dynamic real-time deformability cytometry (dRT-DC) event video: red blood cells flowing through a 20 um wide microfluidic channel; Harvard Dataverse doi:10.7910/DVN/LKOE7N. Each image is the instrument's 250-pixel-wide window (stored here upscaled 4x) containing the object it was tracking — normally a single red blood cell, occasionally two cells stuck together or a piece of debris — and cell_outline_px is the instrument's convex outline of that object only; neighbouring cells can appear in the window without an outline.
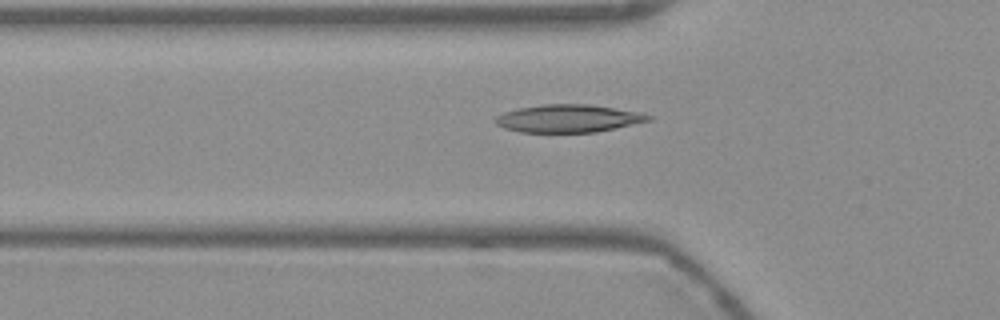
{"species": "Egyptian fruit bat (a non-hibernating species)", "species_latin": "Rousettus aegyptiacus", "temperature_condition": "warm", "stored_images_in_passage": 39, "camera_frame_rate_fps": 3000, "um_per_image_px": 0.085, "frame": {"image": 1, "passage_image": 10, "time_ms": 3.0, "image_size_px": [1000, 320], "cell_outline_px": [[652, 120], [596, 132], [520, 132], [504, 128], [496, 124], [492, 120], [496, 116], [504, 112], [520, 108], [544, 104], [588, 104], [640, 112], [652, 116]], "centroid_in_image_um": [48.29, 10.07], "position_along_channel_um": 77.5, "area_um2": 24.68}}
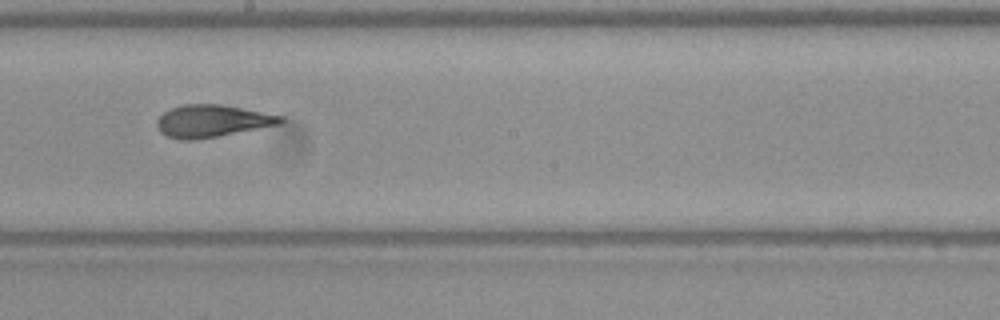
{"frame": {"image": 2, "passage_image": 22, "time_ms": 7.0, "image_size_px": [1000, 320], "cell_outline_px": [[284, 120], [280, 124], [216, 136], [192, 140], [180, 140], [168, 136], [160, 132], [156, 124], [156, 120], [164, 112], [172, 108], [184, 104], [220, 104], [284, 116]], "centroid_in_image_um": [18.0, 10.28], "position_along_channel_um": 230.2, "area_um2": 22.95}}
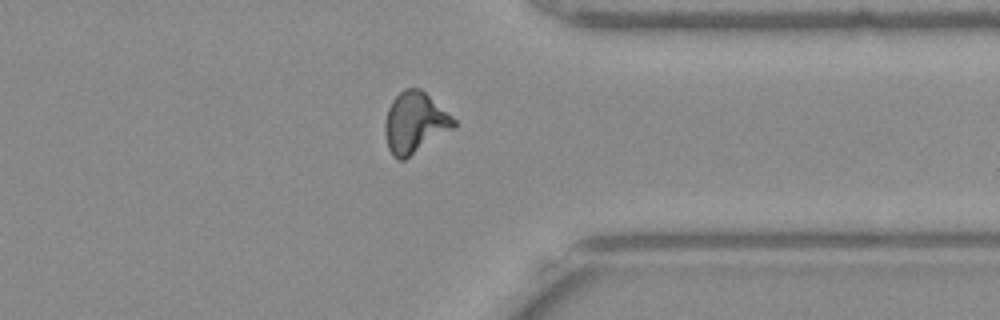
{"frame": {"image": 3, "passage_image": 34, "time_ms": 11.0, "image_size_px": [1000, 320], "cell_outline_px": [[456, 128], [404, 160], [396, 160], [392, 156], [388, 148], [384, 132], [384, 124], [388, 108], [392, 100], [404, 88], [420, 88], [452, 116], [456, 120]], "centroid_in_image_um": [35.26, 10.45], "position_along_channel_um": 376.1, "area_um2": 24.68}, "authors_computed_cell_mechanics": {"area_um2": 23.3512, "velocity_mm_per_s": 3.788, "shape_relaxation_time_tau1_ms": null, "shape_relaxation_time_tau2_ms": 1.5085, "deformation_change_tau1": null, "deformation_change_tau2": 0.0946}}